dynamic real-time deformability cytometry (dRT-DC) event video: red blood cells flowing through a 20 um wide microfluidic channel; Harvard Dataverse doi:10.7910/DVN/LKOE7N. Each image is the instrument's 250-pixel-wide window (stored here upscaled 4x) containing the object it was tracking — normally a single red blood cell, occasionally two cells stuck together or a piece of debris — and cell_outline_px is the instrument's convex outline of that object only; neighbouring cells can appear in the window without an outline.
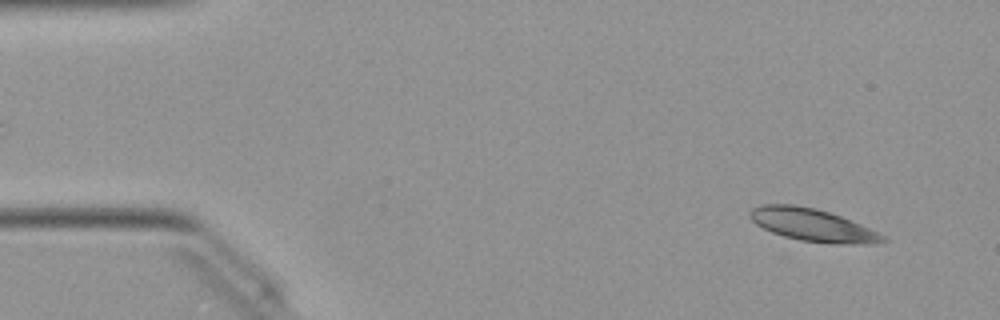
{"species": "Egyptian fruit bat (a non-hibernating species)", "species_latin": "Rousettus aegyptiacus", "temperature_condition": "warm", "stored_images_in_passage": 49, "camera_frame_rate_fps": 3000, "um_per_image_px": 0.085, "animal": {"sex": "female"}, "frame": {"image": 1, "passage_image": 3, "time_ms": 0.667, "image_size_px": [1000, 320], "cell_outline_px": [[888, 240], [876, 244], [832, 244], [800, 240], [784, 236], [772, 232], [756, 224], [752, 220], [748, 212], [752, 208], [764, 204], [792, 204], [812, 208], [828, 212], [840, 216], [868, 228], [884, 236]], "centroid_in_image_um": [69.05, 19.14], "position_along_channel_um": 15.9, "area_um2": 24.91}}
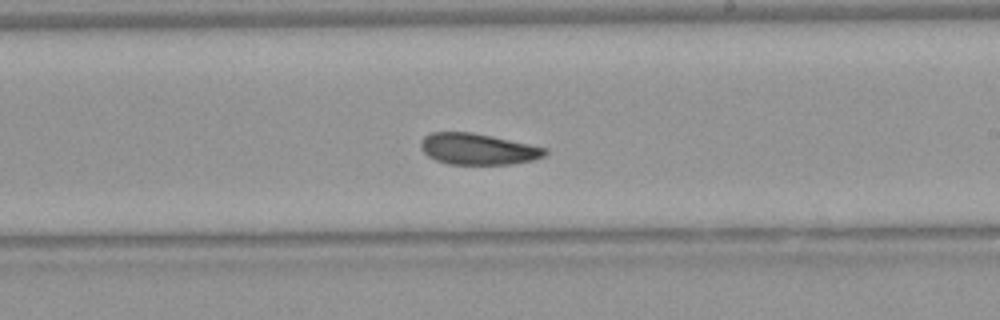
{"frame": {"image": 2, "passage_image": 28, "time_ms": 9.0, "image_size_px": [1000, 320], "cell_outline_px": [[548, 152], [544, 156], [532, 160], [512, 164], [448, 164], [436, 160], [428, 156], [420, 148], [420, 140], [424, 136], [432, 132], [472, 132], [492, 136], [548, 148]], "centroid_in_image_um": [40.61, 12.66], "position_along_channel_um": 248.4, "area_um2": 22.66}}
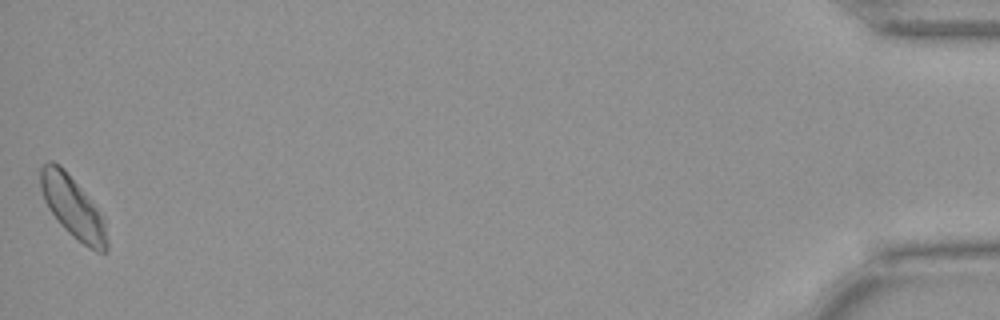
{"frame": {"image": 3, "passage_image": 49, "time_ms": 16.0, "image_size_px": [1000, 320], "cell_outline_px": [[108, 248], [104, 252], [96, 252], [88, 248], [72, 236], [60, 224], [48, 208], [44, 200], [40, 188], [40, 168], [44, 164], [52, 160], [60, 164], [64, 168], [104, 216], [108, 240]], "centroid_in_image_um": [6.2, 17.62], "position_along_channel_um": 429.0, "area_um2": 23.99}, "authors_computed_cell_mechanics": {"area_um2": 23.5824, "velocity_mm_per_s": 4.0143, "shape_relaxation_time_tau1_ms": 4.4929, "shape_relaxation_time_tau2_ms": 4.1966, "deformation_change_tau1": 0.1173, "deformation_change_tau2": 0.0985}}